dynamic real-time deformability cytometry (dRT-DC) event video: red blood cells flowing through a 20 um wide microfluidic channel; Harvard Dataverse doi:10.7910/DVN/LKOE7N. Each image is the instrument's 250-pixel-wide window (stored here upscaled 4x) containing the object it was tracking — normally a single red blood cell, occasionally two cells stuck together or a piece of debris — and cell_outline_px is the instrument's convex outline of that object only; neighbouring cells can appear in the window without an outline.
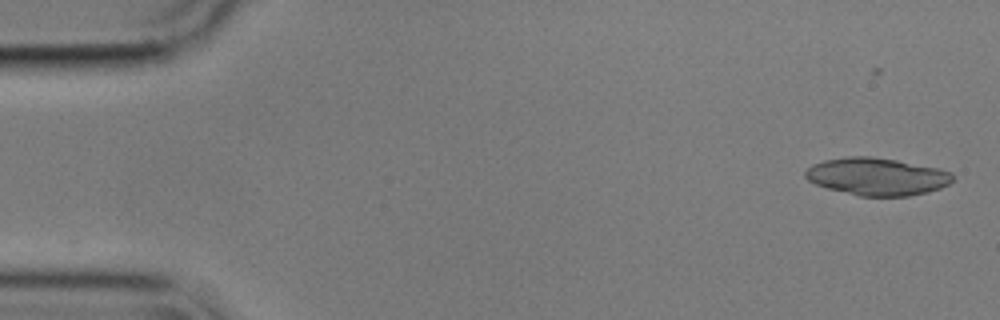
{"species": "common noctule bat (a hibernating species)", "species_latin": "Nyctalus noctula", "temperature_condition": "cold", "stored_images_in_passage": 48, "segment_of_instrument_passage": [1, 2], "camera_frame_rate_fps": 3000, "um_per_image_px": 0.085, "animal": {"sex": "male", "body_mass_g": 17.9}, "frame": {"image": 1, "passage_image": 1, "time_ms": 0.0, "image_size_px": [1000, 320], "cell_outline_px": [[952, 180], [948, 184], [940, 188], [928, 192], [908, 196], [860, 196], [828, 188], [816, 184], [808, 180], [804, 176], [804, 172], [812, 164], [824, 160], [848, 156], [872, 156], [896, 160], [940, 168], [952, 172]], "centroid_in_image_um": [74.54, 15.0], "position_along_channel_um": 10.5, "area_um2": 32.19}}